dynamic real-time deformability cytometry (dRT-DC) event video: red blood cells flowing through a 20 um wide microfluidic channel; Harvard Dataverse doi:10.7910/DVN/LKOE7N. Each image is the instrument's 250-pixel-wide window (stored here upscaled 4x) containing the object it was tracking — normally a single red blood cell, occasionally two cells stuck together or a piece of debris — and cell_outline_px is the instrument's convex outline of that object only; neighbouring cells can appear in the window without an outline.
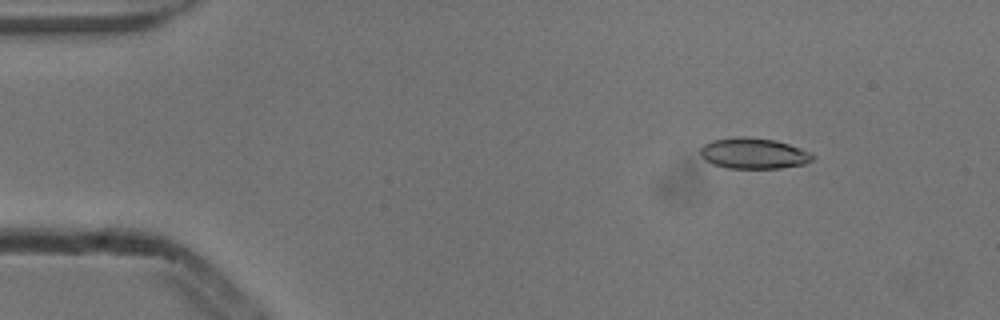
{"species": "common noctule bat (a hibernating species)", "species_latin": "Nyctalus noctula", "temperature_condition": "cold", "stored_images_in_passage": 6, "camera_frame_rate_fps": 3000, "um_per_image_px": 0.085, "animal": {"sex": "male", "body_mass_g": 13.3}, "frame": {"image": 1, "passage_image": 2, "time_ms": 0.333, "image_size_px": [1000, 320], "cell_outline_px": [[816, 156], [812, 160], [804, 164], [780, 168], [728, 168], [712, 164], [704, 160], [700, 156], [700, 148], [704, 144], [712, 140], [736, 136], [744, 136], [776, 140], [812, 152]], "centroid_in_image_um": [64.04, 13.03], "position_along_channel_um": 21.0, "area_um2": 20.4}}
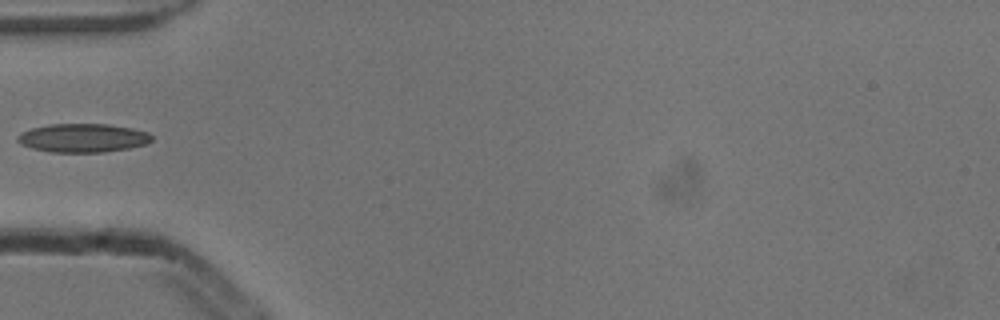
{"frame": {"image": 2, "passage_image": 5, "time_ms": 1.333, "image_size_px": [1000, 320], "cell_outline_px": [[152, 140], [144, 144], [128, 148], [104, 152], [52, 152], [32, 148], [20, 144], [16, 140], [16, 136], [32, 128], [48, 124], [108, 124], [132, 128], [148, 132], [152, 136]], "centroid_in_image_um": [7.03, 11.72], "position_along_channel_um": 78.0, "area_um2": 22.31}}
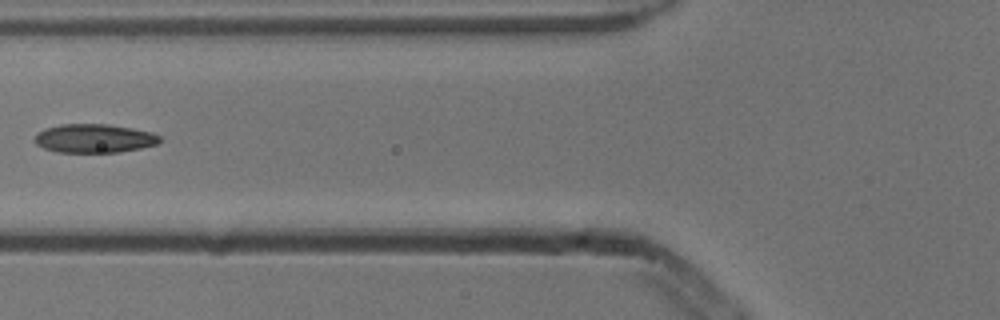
{"frame": {"image": 3, "passage_image": 6, "time_ms": 1.667, "image_size_px": [1000, 320], "cell_outline_px": [[160, 140], [156, 144], [140, 148], [120, 152], [56, 152], [44, 148], [36, 144], [36, 136], [44, 128], [60, 124], [108, 124], [132, 128], [152, 132], [160, 136]], "centroid_in_image_um": [8.01, 11.76], "position_along_channel_um": 117.8, "area_um2": 20.81}}